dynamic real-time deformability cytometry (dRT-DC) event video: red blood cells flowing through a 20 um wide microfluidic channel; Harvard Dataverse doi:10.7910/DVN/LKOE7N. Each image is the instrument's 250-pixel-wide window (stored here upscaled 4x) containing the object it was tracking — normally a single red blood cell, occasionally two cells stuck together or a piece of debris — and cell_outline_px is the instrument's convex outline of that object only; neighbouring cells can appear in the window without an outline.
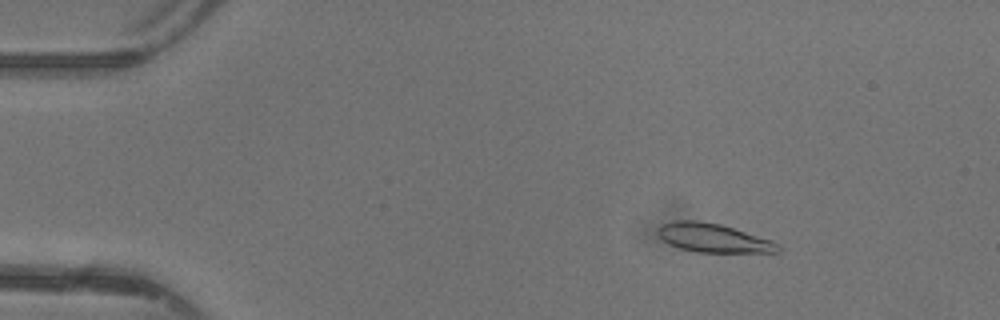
{"species": "common noctule bat (a hibernating species)", "species_latin": "Nyctalus noctula", "temperature_condition": "warm", "stored_images_in_passage": 48, "camera_frame_rate_fps": 3000, "um_per_image_px": 0.085, "animal": {"sex": "female"}, "frame": {"image": 1, "passage_image": 8, "time_ms": 2.333, "image_size_px": [1000, 320], "cell_outline_px": [[780, 252], [696, 252], [680, 248], [668, 244], [656, 232], [656, 228], [660, 224], [676, 220], [696, 220], [720, 224], [772, 240], [780, 244]], "centroid_in_image_um": [60.6, 20.22], "position_along_channel_um": 24.4, "area_um2": 20.17}}
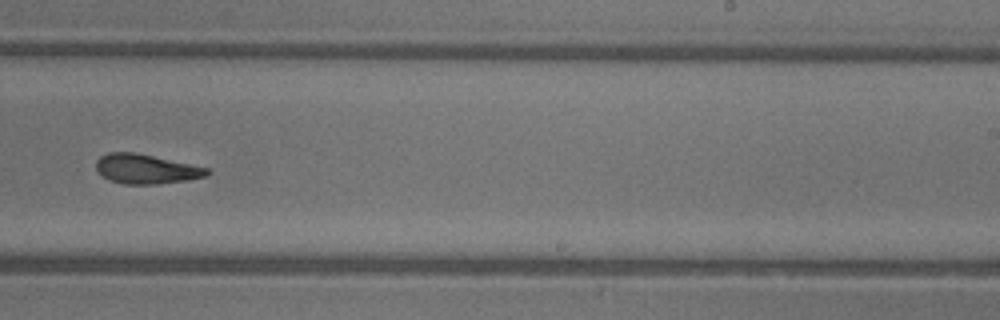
{"frame": {"image": 2, "passage_image": 31, "time_ms": 10.0, "image_size_px": [1000, 320], "cell_outline_px": [[212, 172], [204, 176], [188, 180], [156, 184], [124, 184], [108, 180], [96, 168], [96, 160], [100, 156], [108, 152], [136, 152], [208, 168]], "centroid_in_image_um": [12.4, 14.36], "position_along_channel_um": 276.6, "area_um2": 19.02}}
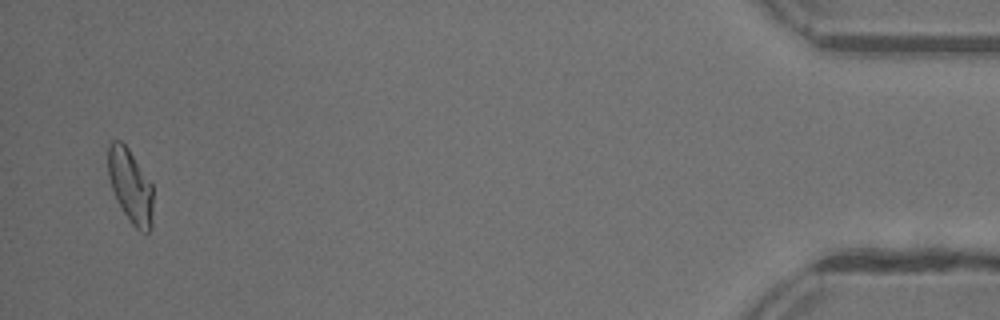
{"frame": {"image": 3, "passage_image": 47, "time_ms": 15.333, "image_size_px": [1000, 320], "cell_outline_px": [[152, 228], [148, 232], [140, 232], [128, 220], [116, 200], [108, 176], [108, 144], [112, 140], [120, 140], [128, 148], [152, 184]], "centroid_in_image_um": [11.08, 15.82], "position_along_channel_um": 424.1, "area_um2": 19.42}, "authors_computed_cell_mechanics": {"area_um2": 19.6809, "velocity_mm_per_s": 4.3724, "shape_relaxation_time_tau1_ms": 4.9168, "shape_relaxation_time_tau2_ms": 2.2873, "deformation_change_tau1": 0.1655, "deformation_change_tau2": 0.0977}}